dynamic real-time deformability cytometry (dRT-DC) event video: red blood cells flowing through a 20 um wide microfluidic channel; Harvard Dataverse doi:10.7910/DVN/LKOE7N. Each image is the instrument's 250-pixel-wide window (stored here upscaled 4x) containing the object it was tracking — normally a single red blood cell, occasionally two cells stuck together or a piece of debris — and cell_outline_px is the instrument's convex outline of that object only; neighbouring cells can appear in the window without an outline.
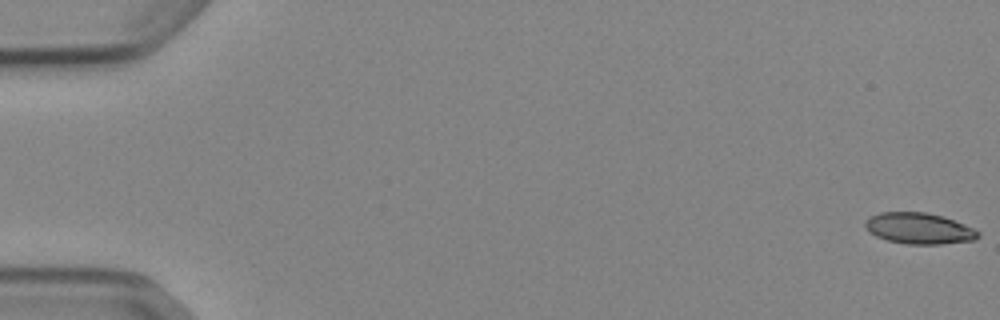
{"species": "Egyptian fruit bat (a non-hibernating species)", "species_latin": "Rousettus aegyptiacus", "temperature_condition": "cold", "stored_images_in_passage": 53, "camera_frame_rate_fps": 3000, "um_per_image_px": 0.085, "animal": {"sex": "female"}, "frame": {"image": 1, "passage_image": 1, "time_ms": 0.0, "image_size_px": [1000, 320], "cell_outline_px": [[980, 236], [976, 240], [940, 244], [908, 244], [888, 240], [876, 236], [864, 224], [872, 216], [880, 212], [928, 212], [964, 224], [980, 232]], "centroid_in_image_um": [78.17, 19.42], "position_along_channel_um": 6.8, "area_um2": 20.11}}
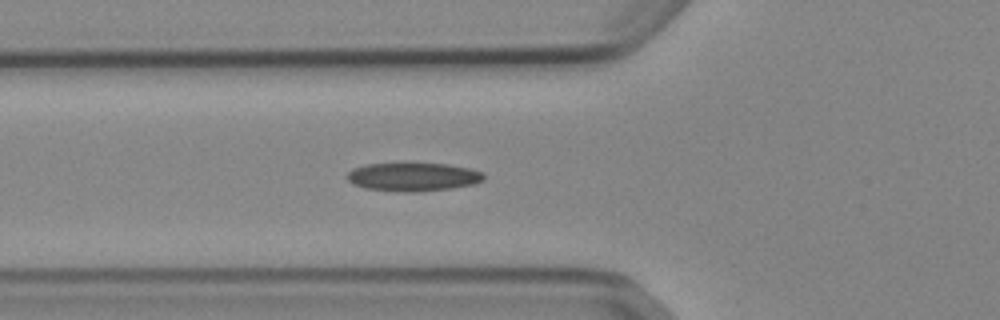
{"frame": {"image": 2, "passage_image": 20, "time_ms": 6.333, "image_size_px": [1000, 320], "cell_outline_px": [[484, 180], [476, 184], [452, 188], [412, 192], [404, 192], [364, 188], [352, 184], [348, 180], [348, 172], [352, 168], [364, 164], [448, 164], [472, 168], [484, 172]], "centroid_in_image_um": [35.15, 15.04], "position_along_channel_um": 90.7, "area_um2": 22.72}}
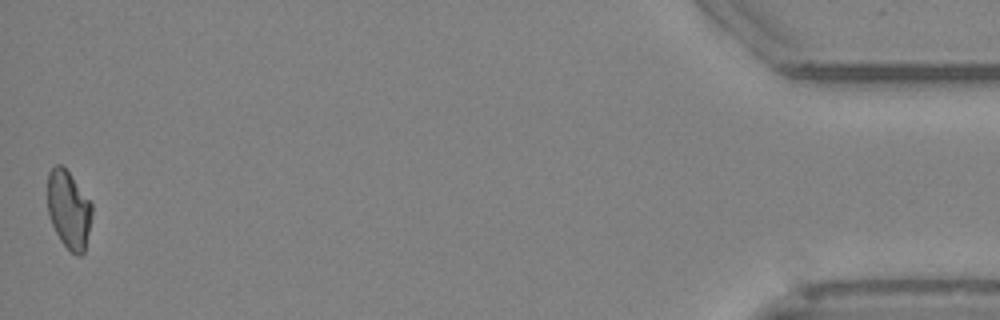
{"frame": {"image": 3, "passage_image": 53, "time_ms": 17.333, "image_size_px": [1000, 320], "cell_outline_px": [[92, 216], [84, 252], [80, 256], [76, 256], [60, 240], [52, 224], [48, 212], [48, 172], [56, 164], [60, 164], [68, 172], [92, 204]], "centroid_in_image_um": [5.84, 17.84], "position_along_channel_um": 429.4, "area_um2": 19.88}, "authors_computed_cell_mechanics": {"area_um2": 21.4438, "velocity_mm_per_s": 3.8828, "shape_relaxation_time_tau1_ms": 5.8836, "shape_relaxation_time_tau2_ms": 6.7241, "deformation_change_tau1": 0.1429, "deformation_change_tau2": 0.1318}}